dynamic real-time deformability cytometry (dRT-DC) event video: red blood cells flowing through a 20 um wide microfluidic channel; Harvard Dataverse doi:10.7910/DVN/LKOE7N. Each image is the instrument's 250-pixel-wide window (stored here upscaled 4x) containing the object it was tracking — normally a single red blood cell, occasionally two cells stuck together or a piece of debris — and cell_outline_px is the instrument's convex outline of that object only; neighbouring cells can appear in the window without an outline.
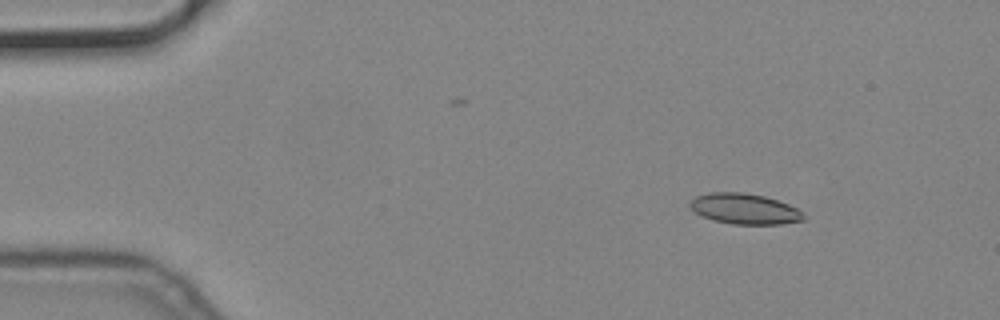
{"species": "common noctule bat (a hibernating species)", "species_latin": "Nyctalus noctula", "temperature_condition": "cold", "stored_images_in_passage": 24, "camera_frame_rate_fps": 3000, "um_per_image_px": 0.085, "animal": {"sex": "male", "body_mass_g": 19.2, "forearm_length_mm": 51.8}, "frame": {"image": 1, "passage_image": 3, "time_ms": 0.667, "image_size_px": [1000, 320], "cell_outline_px": [[808, 216], [804, 220], [780, 224], [732, 224], [712, 220], [696, 212], [688, 204], [696, 196], [708, 192], [744, 192], [764, 196], [788, 204], [804, 212]], "centroid_in_image_um": [63.32, 17.75], "position_along_channel_um": 21.7, "area_um2": 20.29}}
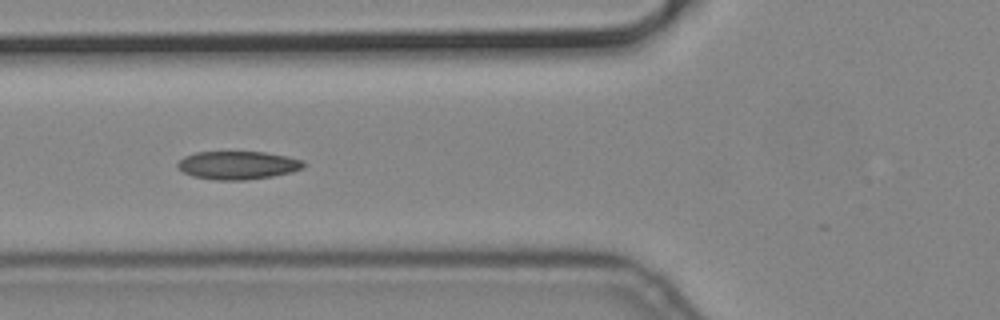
{"frame": {"image": 2, "passage_image": 17, "time_ms": 5.333, "image_size_px": [1000, 320], "cell_outline_px": [[304, 168], [292, 172], [272, 176], [244, 180], [216, 180], [192, 176], [184, 172], [176, 164], [184, 156], [196, 152], [264, 152], [288, 156], [304, 160]], "centroid_in_image_um": [20.24, 14.04], "position_along_channel_um": 105.6, "area_um2": 20.69}}
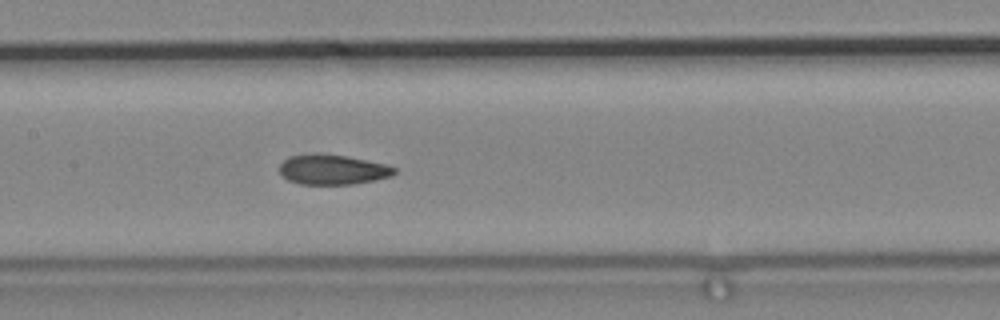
{"frame": {"image": 3, "passage_image": 23, "time_ms": 7.333, "image_size_px": [1000, 320], "cell_outline_px": [[396, 172], [392, 176], [376, 180], [352, 184], [300, 184], [288, 180], [280, 172], [280, 164], [288, 156], [348, 156], [384, 164], [396, 168]], "centroid_in_image_um": [28.32, 14.45], "position_along_channel_um": 179.1, "area_um2": 19.36}}